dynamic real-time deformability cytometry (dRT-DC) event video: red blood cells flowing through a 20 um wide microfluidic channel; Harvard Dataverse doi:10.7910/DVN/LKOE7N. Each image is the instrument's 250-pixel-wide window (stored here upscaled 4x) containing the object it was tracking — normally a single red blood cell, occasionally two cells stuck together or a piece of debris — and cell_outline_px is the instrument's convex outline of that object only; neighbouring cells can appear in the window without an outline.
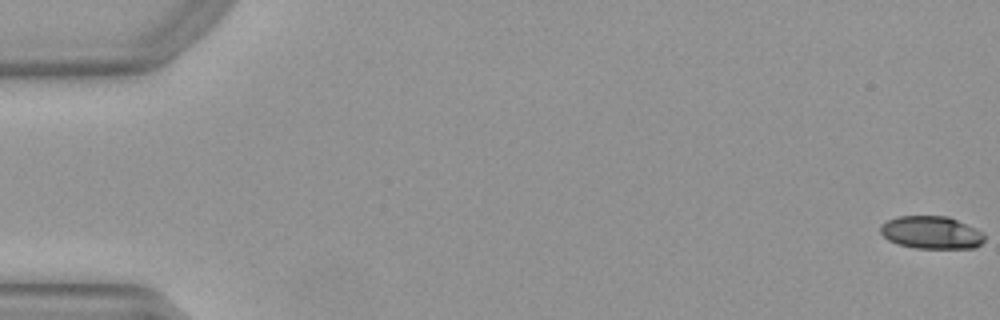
{"species": "Egyptian fruit bat (a non-hibernating species)", "species_latin": "Rousettus aegyptiacus", "temperature_condition": "warm", "stored_images_in_passage": 53, "camera_frame_rate_fps": 3000, "um_per_image_px": 0.085, "animal": {"sex": "female"}, "frame": {"image": 1, "passage_image": 1, "time_ms": 0.0, "image_size_px": [1000, 320], "cell_outline_px": [[984, 240], [976, 248], [916, 248], [900, 244], [888, 240], [880, 232], [880, 224], [896, 216], [948, 216], [976, 228], [984, 232]], "centroid_in_image_um": [79.17, 19.75], "position_along_channel_um": 5.8, "area_um2": 19.88}}
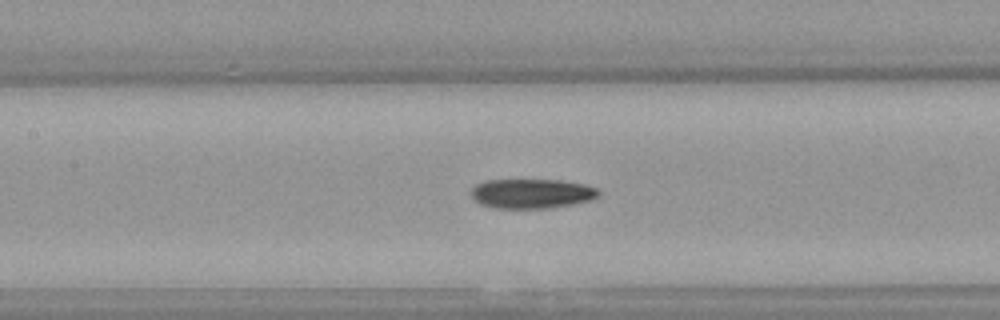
{"frame": {"image": 2, "passage_image": 25, "time_ms": 8.0, "image_size_px": [1000, 320], "cell_outline_px": [[600, 192], [592, 200], [572, 204], [548, 208], [492, 208], [480, 204], [472, 200], [472, 188], [476, 184], [484, 180], [560, 180], [584, 184], [596, 188]], "centroid_in_image_um": [45.15, 16.45], "position_along_channel_um": 162.2, "area_um2": 22.02}}
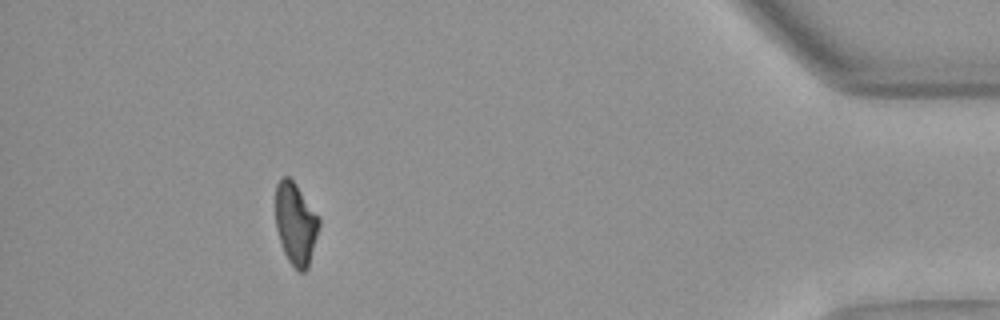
{"frame": {"image": 3, "passage_image": 48, "time_ms": 15.667, "image_size_px": [1000, 320], "cell_outline_px": [[320, 224], [308, 268], [304, 272], [300, 272], [288, 260], [280, 244], [276, 228], [276, 184], [284, 176], [288, 176], [296, 184], [320, 216]], "centroid_in_image_um": [25.14, 19.01], "position_along_channel_um": 410.1, "area_um2": 20.87}, "authors_computed_cell_mechanics": {"area_um2": 21.8484, "velocity_mm_per_s": 3.9722, "shape_relaxation_time_tau1_ms": 7.4631, "shape_relaxation_time_tau2_ms": 10.2689, "deformation_change_tau1": 0.2065, "deformation_change_tau2": 0.1817}}